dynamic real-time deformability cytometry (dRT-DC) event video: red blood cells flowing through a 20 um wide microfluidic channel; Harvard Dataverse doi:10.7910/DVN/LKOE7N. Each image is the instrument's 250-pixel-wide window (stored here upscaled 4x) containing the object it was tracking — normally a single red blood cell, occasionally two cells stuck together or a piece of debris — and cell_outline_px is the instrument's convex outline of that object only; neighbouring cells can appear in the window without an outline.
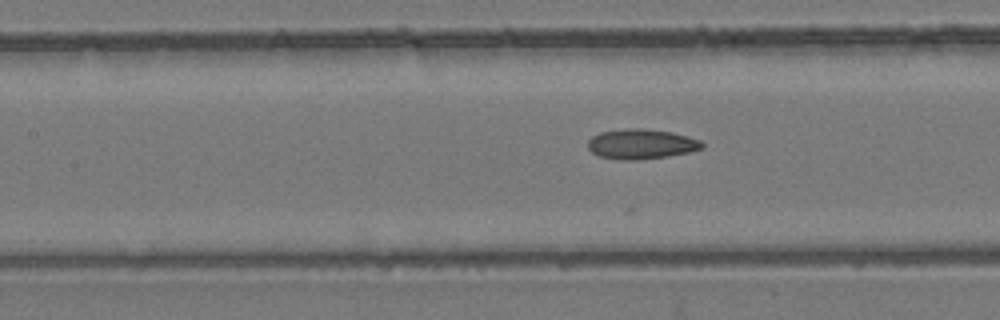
{"species": "common noctule bat (a hibernating species)", "species_latin": "Nyctalus noctula", "temperature_condition": "room temperature", "stored_images_in_passage": 17, "camera_frame_rate_fps": 3000, "um_per_image_px": 0.085, "animal": {"sex": "female", "body_mass_g": 24.6, "forearm_length_mm": 56.2}, "frame": {"image": 1, "passage_image": 10, "time_ms": 3.0, "image_size_px": [1000, 320], "cell_outline_px": [[704, 148], [688, 152], [668, 156], [636, 160], [624, 160], [600, 156], [592, 152], [588, 148], [588, 140], [592, 136], [600, 132], [628, 128], [640, 128], [672, 132], [700, 140], [704, 144]], "centroid_in_image_um": [54.5, 12.24], "position_along_channel_um": 152.9, "area_um2": 19.83}}
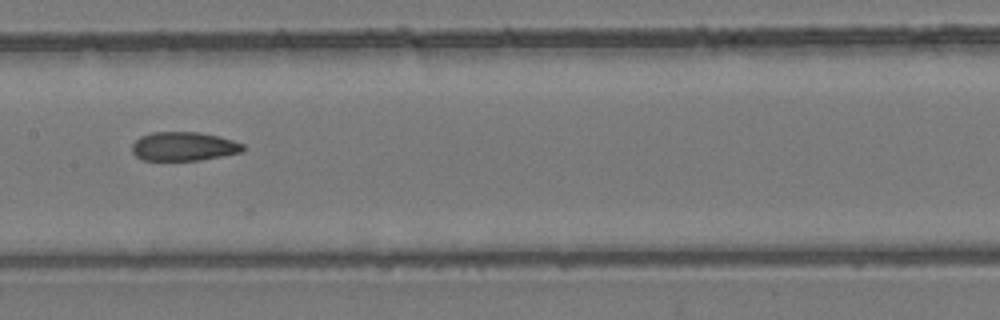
{"frame": {"image": 2, "passage_image": 13, "time_ms": 4.0, "image_size_px": [1000, 320], "cell_outline_px": [[244, 148], [240, 152], [200, 160], [144, 160], [136, 156], [132, 152], [132, 144], [140, 136], [152, 132], [200, 132], [232, 140], [244, 144]], "centroid_in_image_um": [15.58, 12.44], "position_along_channel_um": 191.8, "area_um2": 18.5}}
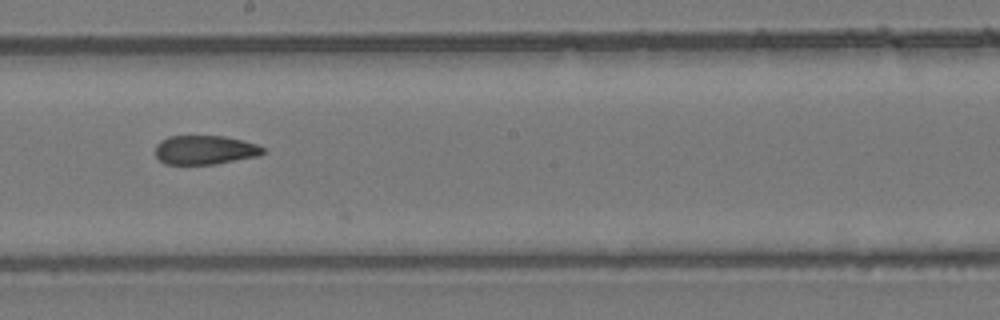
{"frame": {"image": 3, "passage_image": 16, "time_ms": 5.0, "image_size_px": [1000, 320], "cell_outline_px": [[264, 152], [260, 156], [216, 164], [164, 164], [156, 156], [156, 144], [160, 140], [168, 136], [224, 136], [256, 144], [264, 148]], "centroid_in_image_um": [17.41, 12.75], "position_along_channel_um": 230.8, "area_um2": 18.26}}